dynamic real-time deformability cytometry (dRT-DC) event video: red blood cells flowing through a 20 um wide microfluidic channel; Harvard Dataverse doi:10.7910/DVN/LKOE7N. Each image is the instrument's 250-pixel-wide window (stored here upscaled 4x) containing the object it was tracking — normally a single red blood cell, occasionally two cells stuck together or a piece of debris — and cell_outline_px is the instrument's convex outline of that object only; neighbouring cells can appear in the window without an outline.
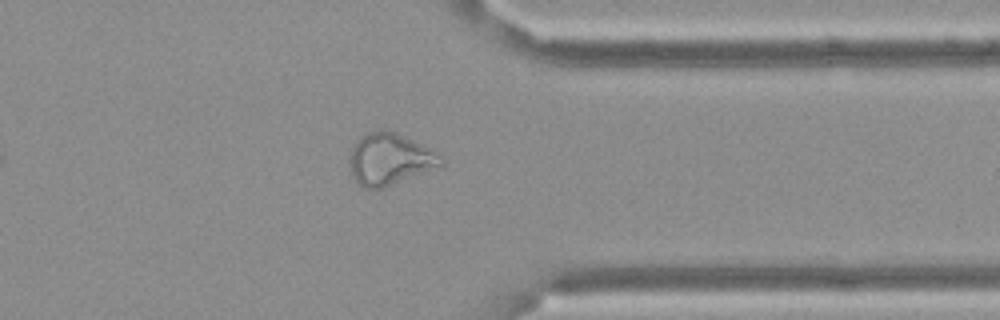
{"species": "Egyptian fruit bat (a non-hibernating species)", "species_latin": "Rousettus aegyptiacus", "temperature_condition": "cold", "stored_images_in_passage": 41, "camera_frame_rate_fps": 3000, "um_per_image_px": 0.085, "frame": {"image": 1, "passage_image": 29, "time_ms": 9.333, "image_size_px": [1000, 320], "cell_outline_px": [[444, 164], [384, 188], [364, 188], [352, 176], [348, 164], [348, 160], [352, 148], [368, 132], [384, 128], [388, 128], [444, 156]], "centroid_in_image_um": [33.12, 13.52], "position_along_channel_um": 378.3, "area_um2": 27.34}}
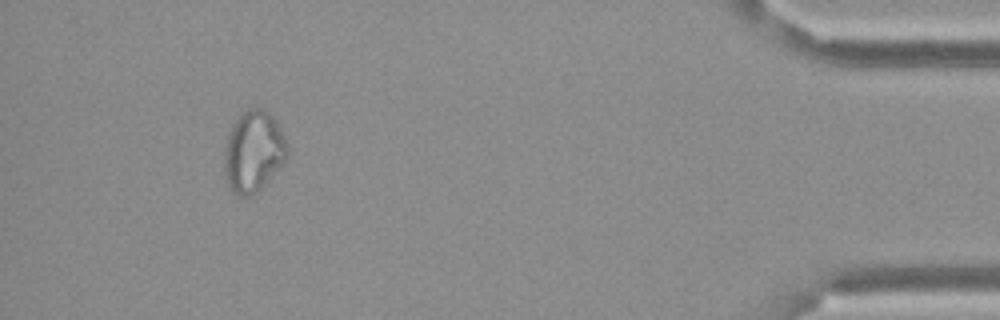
{"frame": {"image": 2, "passage_image": 37, "time_ms": 12.0, "image_size_px": [1000, 320], "cell_outline_px": [[288, 156], [260, 188], [252, 196], [236, 196], [232, 192], [228, 184], [224, 168], [224, 156], [228, 136], [232, 124], [236, 116], [248, 108], [264, 108], [276, 120], [284, 136], [288, 148]], "centroid_in_image_um": [21.53, 12.84], "position_along_channel_um": 413.7, "area_um2": 29.65}}